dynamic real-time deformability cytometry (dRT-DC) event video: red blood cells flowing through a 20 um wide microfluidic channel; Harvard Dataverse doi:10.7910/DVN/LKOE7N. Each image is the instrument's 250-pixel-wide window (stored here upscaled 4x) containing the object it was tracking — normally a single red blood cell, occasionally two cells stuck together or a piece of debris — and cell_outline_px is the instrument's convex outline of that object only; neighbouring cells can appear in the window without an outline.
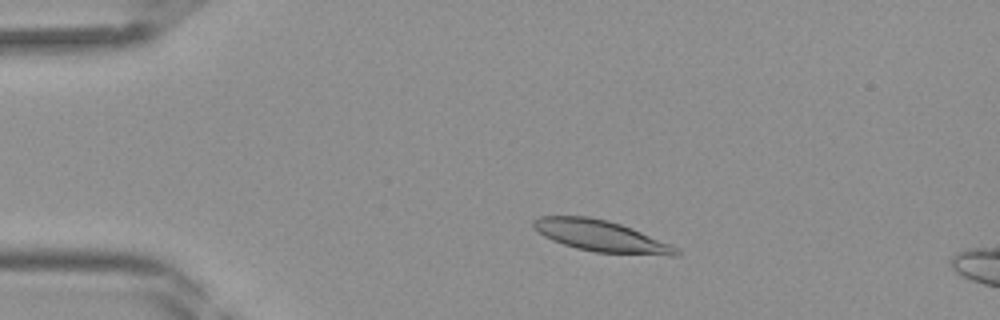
{"species": "Egyptian fruit bat (a non-hibernating species)", "species_latin": "Rousettus aegyptiacus", "temperature_condition": "room temperature", "stored_images_in_passage": 11, "camera_frame_rate_fps": 3000, "um_per_image_px": 0.085, "frame": {"image": 1, "passage_image": 7, "time_ms": 2.0, "image_size_px": [1000, 320], "cell_outline_px": [[680, 256], [672, 256], [596, 252], [576, 248], [552, 240], [544, 236], [532, 228], [532, 220], [540, 216], [588, 216], [608, 220], [632, 228], [668, 244], [676, 248], [680, 252]], "centroid_in_image_um": [51.03, 20.05], "position_along_channel_um": 34.0, "area_um2": 25.89}}